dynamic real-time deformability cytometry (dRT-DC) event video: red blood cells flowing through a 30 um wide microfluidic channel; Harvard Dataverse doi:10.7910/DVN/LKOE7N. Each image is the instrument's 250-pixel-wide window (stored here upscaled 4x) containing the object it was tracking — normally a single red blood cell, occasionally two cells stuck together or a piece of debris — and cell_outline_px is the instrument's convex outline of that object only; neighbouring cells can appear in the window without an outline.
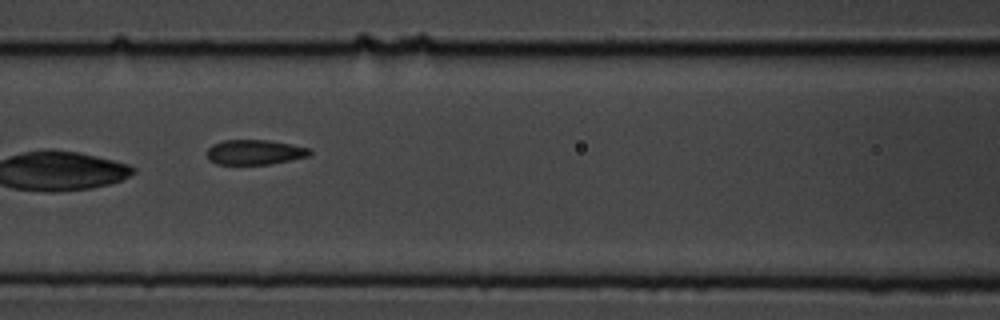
{"species": "common noctule bat (a hibernating species)", "species_latin": "Nyctalus noctula", "temperature_condition": "cold", "stored_images_in_passage": 8, "camera_frame_rate_fps": 3000, "um_per_image_px": 0.085, "animal": {"sex": "male", "body_mass_g": 19.5, "forearm_length_mm": 54.6}, "frame": {"image": 1, "passage_image": 7, "time_ms": 2.0, "image_size_px": [1000, 320], "cell_outline_px": [[312, 152], [308, 156], [268, 164], [216, 164], [208, 160], [208, 148], [212, 144], [224, 140], [268, 140], [292, 144], [312, 148]], "centroid_in_image_um": [21.65, 12.92], "position_along_channel_um": 144.9, "area_um2": 14.91}}